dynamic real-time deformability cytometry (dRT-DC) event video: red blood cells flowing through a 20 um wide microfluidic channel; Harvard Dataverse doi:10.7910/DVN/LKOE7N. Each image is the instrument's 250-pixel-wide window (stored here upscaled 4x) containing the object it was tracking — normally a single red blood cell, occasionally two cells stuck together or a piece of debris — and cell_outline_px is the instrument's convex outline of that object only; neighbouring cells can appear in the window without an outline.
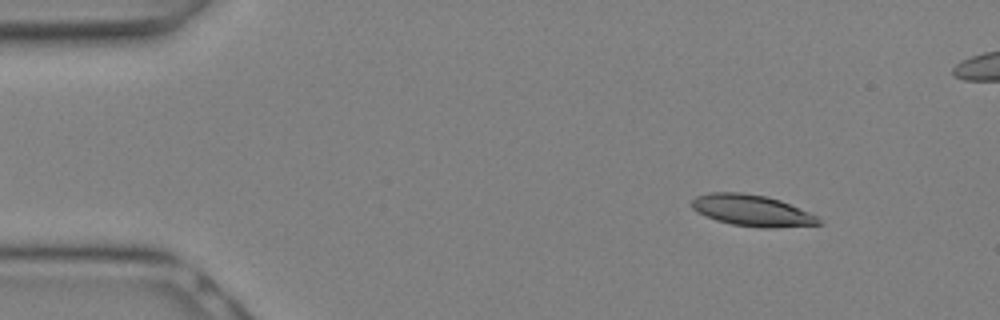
{"species": "Egyptian fruit bat (a non-hibernating species)", "species_latin": "Rousettus aegyptiacus", "temperature_condition": "warm", "stored_images_in_passage": 13, "camera_frame_rate_fps": 3000, "um_per_image_px": 0.085, "animal": {"sex": "female"}, "frame": {"image": 1, "passage_image": 3, "time_ms": 0.667, "image_size_px": [1000, 320], "cell_outline_px": [[824, 224], [772, 228], [764, 228], [732, 224], [716, 220], [696, 212], [692, 208], [692, 200], [696, 196], [712, 192], [740, 192], [764, 196], [780, 200], [808, 212], [824, 220]], "centroid_in_image_um": [63.93, 17.9], "position_along_channel_um": 21.1, "area_um2": 23.12}}
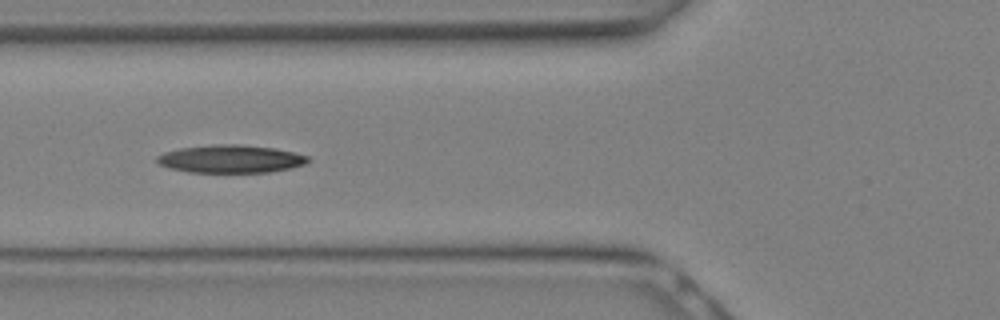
{"frame": {"image": 2, "passage_image": 10, "time_ms": 3.0, "image_size_px": [1000, 320], "cell_outline_px": [[312, 160], [304, 164], [292, 168], [272, 172], [188, 172], [172, 168], [160, 164], [156, 160], [156, 156], [164, 152], [180, 148], [212, 144], [240, 144], [276, 148], [308, 156]], "centroid_in_image_um": [19.64, 13.5], "position_along_channel_um": 106.2, "area_um2": 24.62}}
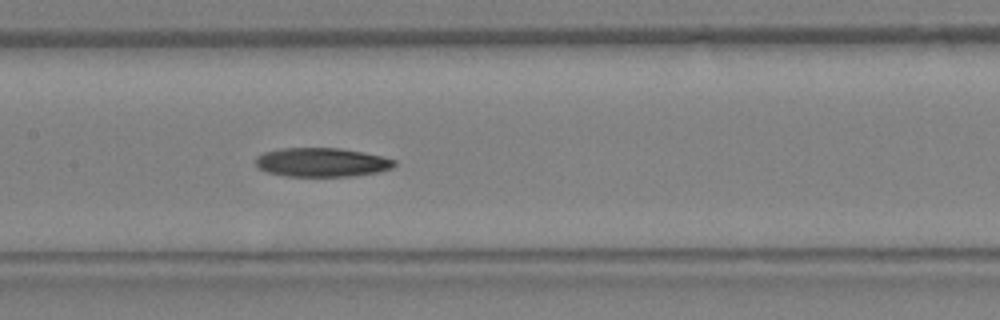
{"frame": {"image": 3, "passage_image": 13, "time_ms": 4.0, "image_size_px": [1000, 320], "cell_outline_px": [[396, 164], [392, 168], [376, 172], [352, 176], [288, 176], [268, 172], [260, 168], [256, 164], [256, 156], [264, 152], [280, 148], [340, 148], [364, 152], [396, 160]], "centroid_in_image_um": [27.35, 13.79], "position_along_channel_um": 180.0, "area_um2": 23.29}}